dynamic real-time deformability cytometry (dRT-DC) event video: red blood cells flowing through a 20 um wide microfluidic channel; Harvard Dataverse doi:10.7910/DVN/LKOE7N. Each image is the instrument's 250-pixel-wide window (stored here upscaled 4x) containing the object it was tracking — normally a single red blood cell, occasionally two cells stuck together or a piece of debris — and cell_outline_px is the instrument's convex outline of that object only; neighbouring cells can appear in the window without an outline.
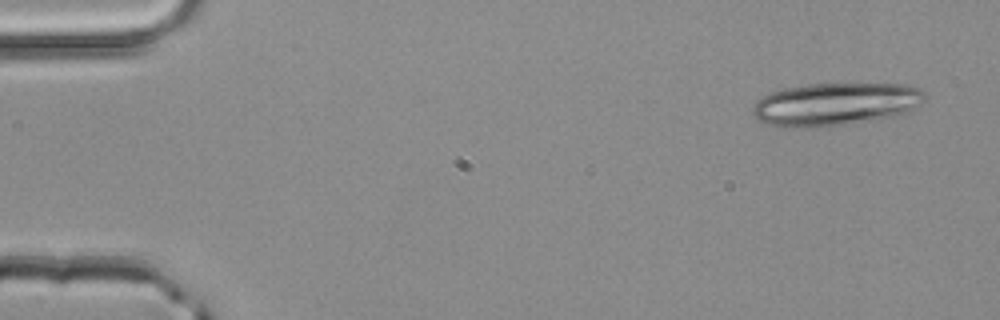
{"species": "common noctule bat (a hibernating species)", "species_latin": "Nyctalus noctula", "temperature_condition": "room temperature", "stored_images_in_passage": 15, "camera_frame_rate_fps": 3000, "um_per_image_px": 0.085, "animal": {"sex": "male", "body_mass_g": 20.4}, "frame": {"image": 1, "passage_image": 3, "time_ms": 0.667, "image_size_px": [1000, 320], "cell_outline_px": [[928, 96], [920, 104], [908, 112], [892, 116], [808, 128], [780, 128], [764, 124], [756, 120], [752, 112], [752, 104], [756, 100], [772, 92], [784, 88], [808, 84], [908, 84], [920, 88]], "centroid_in_image_um": [70.95, 8.85], "position_along_channel_um": 14.1, "area_um2": 43.0}}